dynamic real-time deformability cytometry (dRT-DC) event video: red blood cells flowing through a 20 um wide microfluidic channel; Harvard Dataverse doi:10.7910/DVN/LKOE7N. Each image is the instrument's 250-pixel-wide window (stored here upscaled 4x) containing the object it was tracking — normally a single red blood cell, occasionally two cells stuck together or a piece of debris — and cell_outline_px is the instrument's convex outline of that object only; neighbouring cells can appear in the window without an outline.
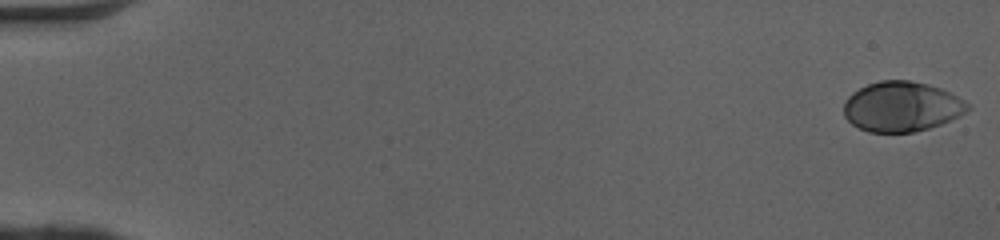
{"species": "human", "species_latin": "Homo sapiens", "temperature_condition": "cold", "stored_images_in_passage": 51, "camera_frame_rate_fps": 3000, "um_per_image_px": 0.085, "donor": {"sex": "female"}, "frame": {"image": 1, "passage_image": 1, "time_ms": 0.0, "image_size_px": [1000, 240], "cell_outline_px": [[972, 108], [960, 116], [940, 124], [928, 128], [912, 132], [868, 132], [852, 124], [844, 116], [844, 100], [852, 92], [868, 84], [880, 80], [908, 80], [928, 84], [940, 88], [964, 100]], "centroid_in_image_um": [76.63, 9.06], "position_along_channel_um": 8.4, "area_um2": 36.07}}
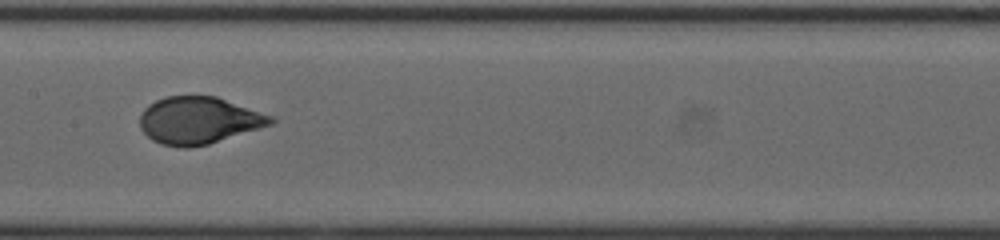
{"frame": {"image": 2, "passage_image": 27, "time_ms": 8.667, "image_size_px": [1000, 240], "cell_outline_px": [[276, 120], [272, 124], [208, 144], [188, 148], [184, 148], [160, 144], [152, 140], [140, 128], [140, 116], [144, 108], [148, 104], [164, 96], [216, 96], [272, 116]], "centroid_in_image_um": [16.85, 10.23], "position_along_channel_um": 190.5, "area_um2": 35.78}}
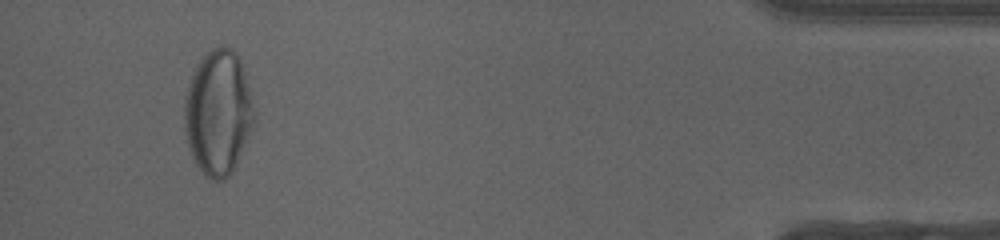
{"frame": {"image": 3, "passage_image": 48, "time_ms": 15.667, "image_size_px": [1000, 240], "cell_outline_px": [[256, 120], [248, 140], [232, 172], [224, 180], [212, 180], [204, 176], [192, 160], [188, 148], [184, 132], [184, 100], [188, 84], [196, 64], [212, 48], [220, 44], [224, 44], [232, 48], [236, 52], [240, 60], [248, 84], [256, 112]], "centroid_in_image_um": [18.54, 9.59], "position_along_channel_um": 416.7, "area_um2": 51.79}, "authors_computed_cell_mechanics": {"area_um2": 36.0672, "velocity_mm_per_s": 4.0847, "shape_relaxation_time_tau1_ms": 5.0871, "shape_relaxation_time_tau2_ms": null, "deformation_change_tau1": 0.2222, "deformation_change_tau2": null}}